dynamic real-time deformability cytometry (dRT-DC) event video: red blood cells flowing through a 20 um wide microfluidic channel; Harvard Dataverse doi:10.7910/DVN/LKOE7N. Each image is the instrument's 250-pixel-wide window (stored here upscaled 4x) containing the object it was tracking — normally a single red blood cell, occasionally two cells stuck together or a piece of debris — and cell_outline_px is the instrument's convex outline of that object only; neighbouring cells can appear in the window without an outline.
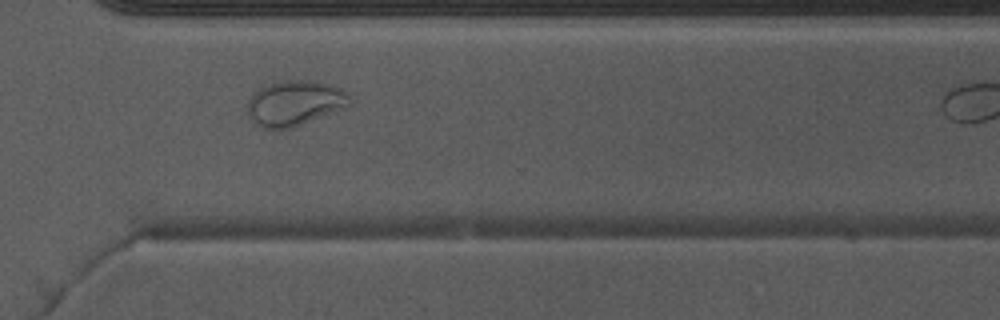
{"species": "Egyptian fruit bat (a non-hibernating species)", "species_latin": "Rousettus aegyptiacus", "temperature_condition": "warm", "stored_images_in_passage": 32, "camera_frame_rate_fps": 3000, "um_per_image_px": 0.085, "animal": {"sex": "male"}, "frame": {"image": 1, "passage_image": 28, "time_ms": 9.0, "image_size_px": [1000, 320], "cell_outline_px": [[352, 104], [348, 108], [292, 128], [264, 128], [256, 124], [248, 116], [248, 100], [260, 88], [272, 80], [304, 80], [328, 84], [340, 88], [352, 100]], "centroid_in_image_um": [25.08, 8.77], "position_along_channel_um": 345.5, "area_um2": 27.17}}